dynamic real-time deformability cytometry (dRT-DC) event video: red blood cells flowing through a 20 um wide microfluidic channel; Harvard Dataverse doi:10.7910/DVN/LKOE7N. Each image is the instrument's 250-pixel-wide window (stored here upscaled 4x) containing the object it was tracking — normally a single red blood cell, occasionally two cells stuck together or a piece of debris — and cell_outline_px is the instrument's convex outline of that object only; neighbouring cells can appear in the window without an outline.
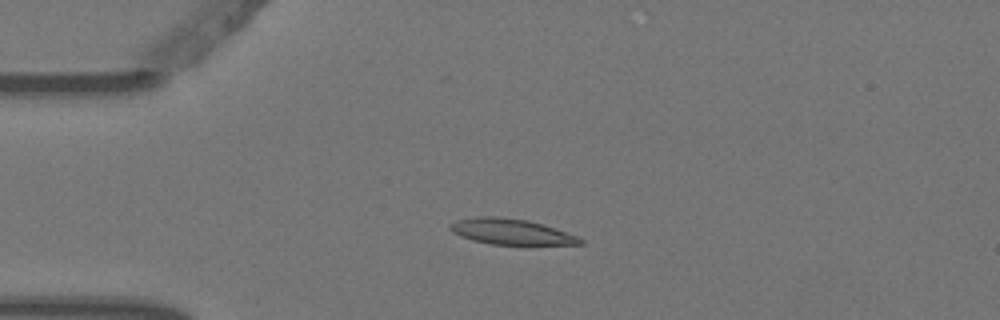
{"species": "Egyptian fruit bat (a non-hibernating species)", "species_latin": "Rousettus aegyptiacus", "temperature_condition": "warm", "stored_images_in_passage": 4, "camera_frame_rate_fps": 3000, "um_per_image_px": 0.085, "animal": {"sex": "female"}, "frame": {"image": 1, "passage_image": 3, "time_ms": 0.667, "image_size_px": [1000, 320], "cell_outline_px": [[584, 244], [492, 244], [472, 240], [460, 236], [452, 232], [448, 228], [448, 224], [456, 220], [476, 216], [496, 216], [528, 220], [580, 236], [584, 240]], "centroid_in_image_um": [43.41, 19.68], "position_along_channel_um": 41.6, "area_um2": 19.48}}